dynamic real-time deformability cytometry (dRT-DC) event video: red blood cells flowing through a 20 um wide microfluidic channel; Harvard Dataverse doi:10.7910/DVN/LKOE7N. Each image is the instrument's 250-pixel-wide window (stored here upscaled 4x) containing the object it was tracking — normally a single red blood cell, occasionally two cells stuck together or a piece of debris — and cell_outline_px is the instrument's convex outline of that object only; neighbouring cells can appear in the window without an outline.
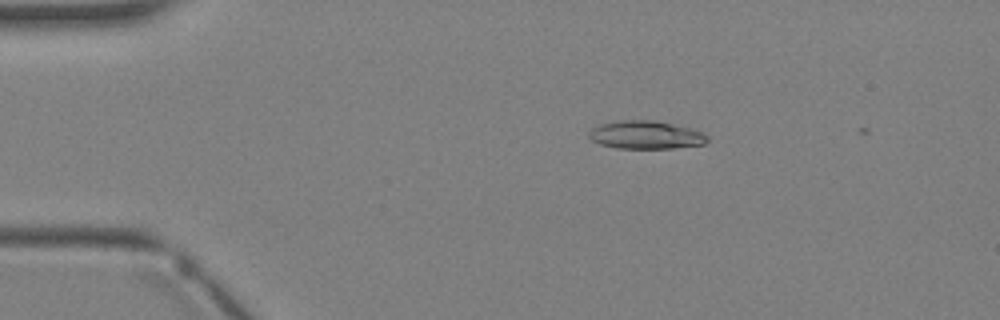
{"species": "Egyptian fruit bat (a non-hibernating species)", "species_latin": "Rousettus aegyptiacus", "temperature_condition": "warm", "stored_images_in_passage": 2, "camera_frame_rate_fps": 3000, "um_per_image_px": 0.085, "animal": {"sex": "female"}, "frame": {"image": 1, "passage_image": 1, "time_ms": 0.0, "image_size_px": [1000, 320], "cell_outline_px": [[708, 140], [704, 144], [672, 148], [616, 148], [600, 144], [592, 140], [588, 136], [588, 132], [596, 124], [620, 120], [656, 120], [692, 128], [704, 132], [708, 136]], "centroid_in_image_um": [54.88, 11.45], "position_along_channel_um": 30.1, "area_um2": 19.65}}